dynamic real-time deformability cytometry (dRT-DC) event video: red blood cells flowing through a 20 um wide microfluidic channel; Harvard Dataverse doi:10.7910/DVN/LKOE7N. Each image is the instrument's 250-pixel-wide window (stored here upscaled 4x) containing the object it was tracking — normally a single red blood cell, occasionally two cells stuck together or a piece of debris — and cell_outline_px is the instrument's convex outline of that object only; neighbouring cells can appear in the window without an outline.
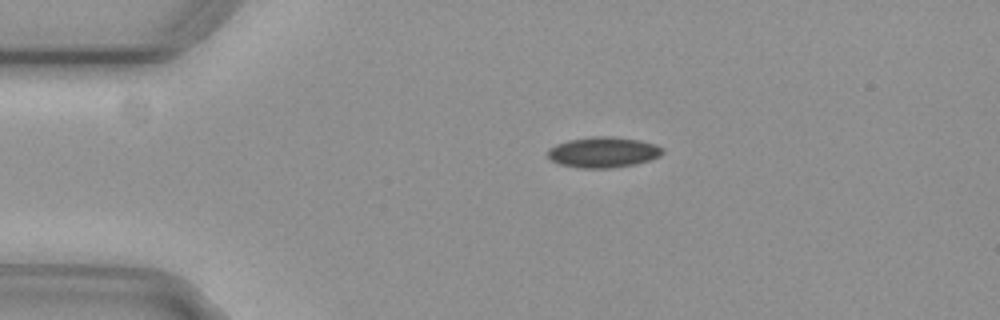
{"species": "common noctule bat (a hibernating species)", "species_latin": "Nyctalus noctula", "temperature_condition": "cold", "stored_images_in_passage": 45, "camera_frame_rate_fps": 3000, "um_per_image_px": 0.085, "animal": {"sex": "female", "body_mass_g": 29.2, "forearm_length_mm": 56.3}, "frame": {"image": 1, "passage_image": 1, "time_ms": 0.0, "image_size_px": [1000, 320], "cell_outline_px": [[664, 152], [660, 156], [636, 164], [608, 168], [580, 168], [560, 164], [552, 160], [548, 156], [548, 148], [556, 144], [568, 140], [592, 136], [612, 136], [640, 140], [656, 144], [664, 148]], "centroid_in_image_um": [51.29, 12.93], "position_along_channel_um": 33.7, "area_um2": 20.58}}
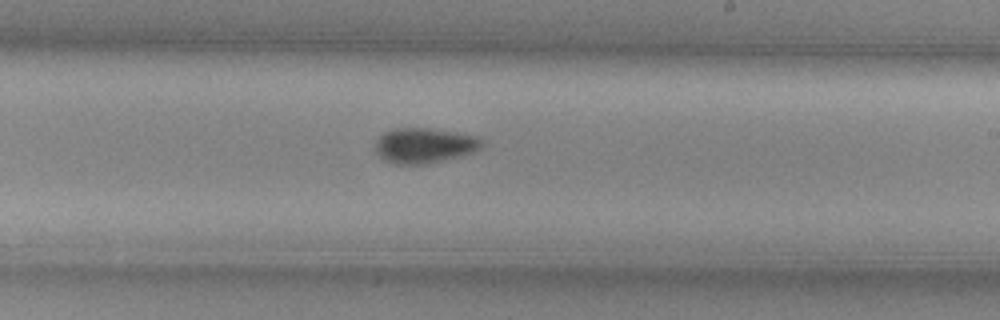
{"frame": {"image": 2, "passage_image": 22, "time_ms": 7.0, "image_size_px": [1000, 320], "cell_outline_px": [[484, 144], [480, 148], [472, 152], [428, 164], [392, 164], [384, 160], [376, 152], [376, 140], [384, 132], [392, 128], [428, 128], [464, 132], [476, 136], [484, 140]], "centroid_in_image_um": [36.08, 12.35], "position_along_channel_um": 252.9, "area_um2": 22.08}}
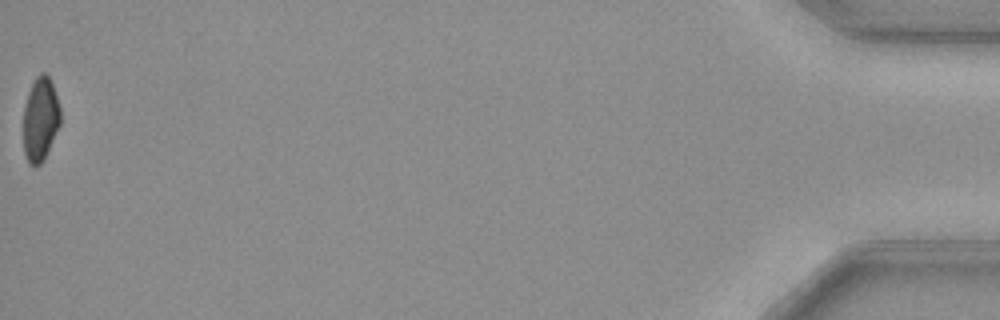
{"frame": {"image": 3, "passage_image": 45, "time_ms": 14.667, "image_size_px": [1000, 320], "cell_outline_px": [[60, 124], [44, 160], [40, 164], [28, 164], [24, 152], [24, 104], [28, 92], [36, 76], [40, 72], [44, 72], [48, 76], [52, 84], [60, 108]], "centroid_in_image_um": [3.42, 10.12], "position_along_channel_um": 431.8, "area_um2": 17.98}, "authors_computed_cell_mechanics": {"area_um2": 20.0566, "velocity_mm_per_s": 3.7324, "shape_relaxation_time_tau1_ms": 7.925, "shape_relaxation_time_tau2_ms": null, "deformation_change_tau1": 0.1238, "deformation_change_tau2": null}}